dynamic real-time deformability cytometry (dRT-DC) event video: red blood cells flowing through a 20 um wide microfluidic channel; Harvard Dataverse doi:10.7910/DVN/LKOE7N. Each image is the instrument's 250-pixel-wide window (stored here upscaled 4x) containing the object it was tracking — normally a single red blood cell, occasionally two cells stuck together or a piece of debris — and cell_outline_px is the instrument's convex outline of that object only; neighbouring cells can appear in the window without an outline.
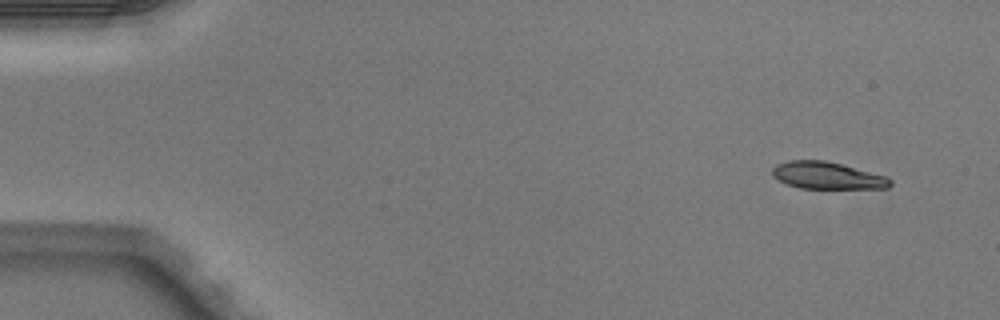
{"species": "Egyptian fruit bat (a non-hibernating species)", "species_latin": "Rousettus aegyptiacus", "temperature_condition": "warm", "stored_images_in_passage": 47, "camera_frame_rate_fps": 3000, "um_per_image_px": 0.085, "animal": {"sex": "male"}, "frame": {"image": 1, "passage_image": 1, "time_ms": 0.0, "image_size_px": [1000, 320], "cell_outline_px": [[892, 184], [888, 188], [800, 188], [788, 184], [772, 176], [772, 168], [776, 164], [788, 160], [824, 160], [888, 176], [892, 180]], "centroid_in_image_um": [70.32, 14.91], "position_along_channel_um": 14.7, "area_um2": 18.55}}
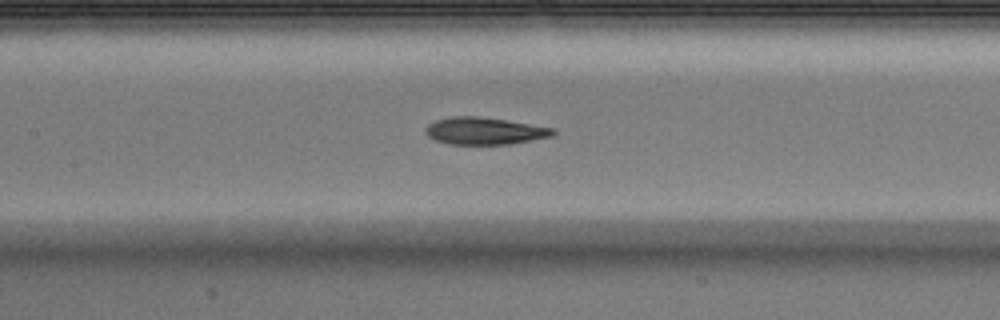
{"frame": {"image": 2, "passage_image": 21, "time_ms": 6.667, "image_size_px": [1000, 320], "cell_outline_px": [[556, 132], [552, 136], [532, 140], [508, 144], [448, 144], [436, 140], [428, 136], [424, 132], [424, 128], [428, 124], [436, 120], [452, 116], [476, 116], [504, 120], [552, 128]], "centroid_in_image_um": [41.12, 11.13], "position_along_channel_um": 166.3, "area_um2": 19.94}}
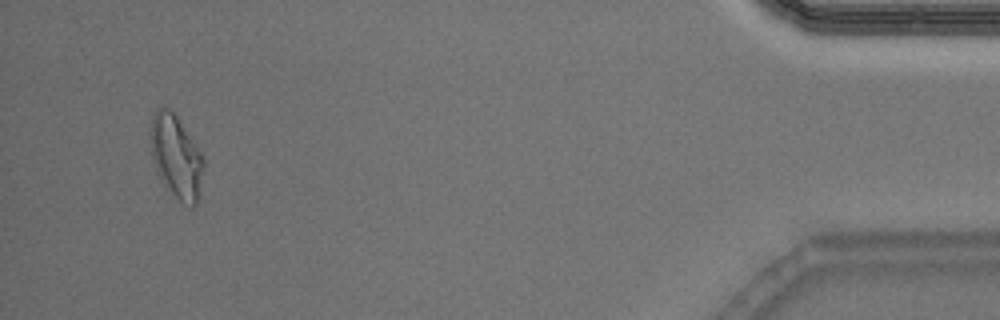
{"frame": {"image": 3, "passage_image": 45, "time_ms": 14.667, "image_size_px": [1000, 320], "cell_outline_px": [[204, 168], [196, 204], [192, 208], [180, 200], [172, 192], [156, 172], [152, 156], [148, 136], [148, 132], [152, 116], [156, 108], [168, 108], [176, 116], [204, 156]], "centroid_in_image_um": [14.95, 13.27], "position_along_channel_um": 420.3, "area_um2": 25.55}, "authors_computed_cell_mechanics": {"area_um2": 20.808, "velocity_mm_per_s": 4.0685, "shape_relaxation_time_tau1_ms": 3.2593, "shape_relaxation_time_tau2_ms": 2.3177, "deformation_change_tau1": 0.1549, "deformation_change_tau2": 0.1082}}